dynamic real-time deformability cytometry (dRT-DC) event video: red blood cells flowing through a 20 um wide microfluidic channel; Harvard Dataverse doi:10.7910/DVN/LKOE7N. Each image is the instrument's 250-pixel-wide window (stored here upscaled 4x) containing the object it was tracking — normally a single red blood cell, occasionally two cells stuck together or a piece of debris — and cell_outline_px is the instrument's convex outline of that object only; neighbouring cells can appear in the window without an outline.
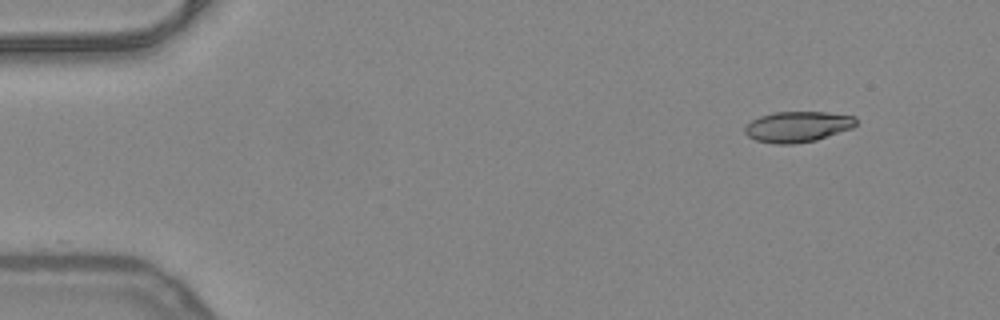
{"species": "common noctule bat (a hibernating species)", "species_latin": "Nyctalus noctula", "temperature_condition": "warm", "stored_images_in_passage": 9, "camera_frame_rate_fps": 3000, "um_per_image_px": 0.085, "animal": {"sex": "female", "body_mass_g": 24.6, "forearm_length_mm": 56.2}, "frame": {"image": 1, "passage_image": 1, "time_ms": 0.0, "image_size_px": [1000, 320], "cell_outline_px": [[856, 124], [852, 128], [816, 140], [792, 144], [776, 144], [756, 140], [748, 136], [744, 132], [744, 128], [752, 120], [760, 116], [776, 112], [828, 112], [856, 116]], "centroid_in_image_um": [67.81, 10.76], "position_along_channel_um": 17.2, "area_um2": 19.83}}